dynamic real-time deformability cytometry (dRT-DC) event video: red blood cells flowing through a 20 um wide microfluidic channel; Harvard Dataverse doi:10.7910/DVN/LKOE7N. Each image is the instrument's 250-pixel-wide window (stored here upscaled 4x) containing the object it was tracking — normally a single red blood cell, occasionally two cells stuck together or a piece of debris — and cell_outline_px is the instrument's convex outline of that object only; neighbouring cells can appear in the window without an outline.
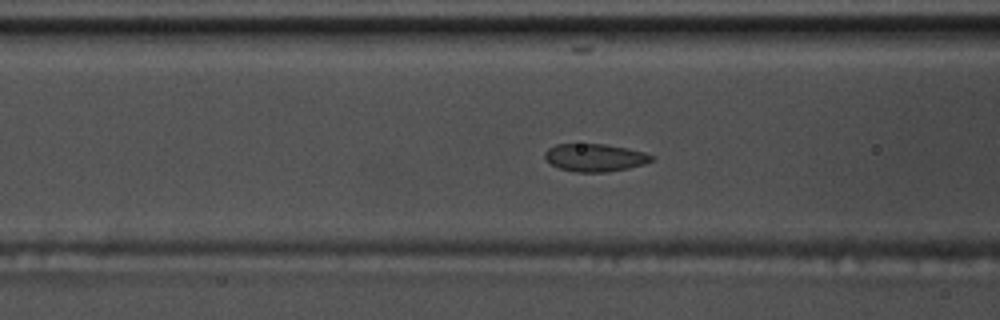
{"species": "common noctule bat (a hibernating species)", "species_latin": "Nyctalus noctula", "temperature_condition": "warm", "stored_images_in_passage": 56, "camera_frame_rate_fps": 3000, "um_per_image_px": 0.085, "animal": {"sex": "male", "body_mass_g": 17.5, "forearm_length_mm": 52.3}, "frame": {"image": 1, "passage_image": 21, "time_ms": 6.667, "image_size_px": [1000, 320], "cell_outline_px": [[656, 160], [644, 164], [628, 168], [608, 172], [576, 172], [560, 168], [552, 164], [544, 156], [544, 152], [548, 148], [556, 144], [604, 144], [628, 148], [644, 152], [652, 156]], "centroid_in_image_um": [50.59, 13.39], "position_along_channel_um": 116.0, "area_um2": 17.22}}
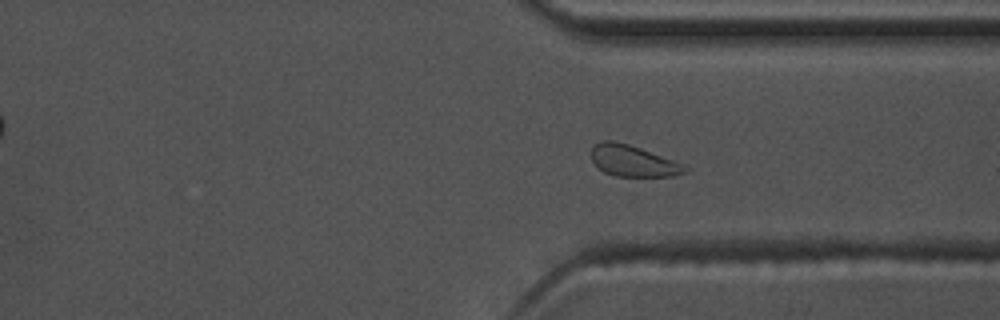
{"frame": {"image": 2, "passage_image": 41, "time_ms": 13.333, "image_size_px": [1000, 320], "cell_outline_px": [[692, 168], [688, 172], [672, 176], [616, 176], [604, 172], [592, 160], [592, 148], [600, 140], [612, 140], [628, 144], [640, 148], [672, 160]], "centroid_in_image_um": [53.83, 13.68], "position_along_channel_um": 357.6, "area_um2": 16.88}}
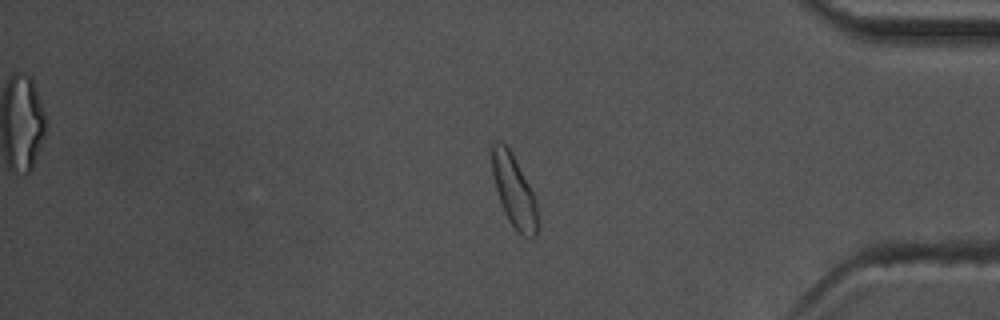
{"frame": {"image": 3, "passage_image": 46, "time_ms": 15.0, "image_size_px": [1000, 320], "cell_outline_px": [[540, 224], [536, 236], [524, 236], [516, 232], [508, 220], [504, 212], [496, 188], [492, 172], [492, 144], [496, 140], [500, 140], [512, 152], [536, 200], [540, 220]], "centroid_in_image_um": [43.72, 16.29], "position_along_channel_um": 391.5, "area_um2": 19.31}, "authors_computed_cell_mechanics": {"area_um2": 17.6868, "velocity_mm_per_s": 3.624, "shape_relaxation_time_tau1_ms": 9.0937, "shape_relaxation_time_tau2_ms": null, "deformation_change_tau1": 0.1087, "deformation_change_tau2": null}}